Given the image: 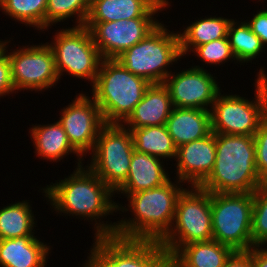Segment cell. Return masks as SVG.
Here are the masks:
<instances>
[{
    "label": "cell",
    "instance_id": "37",
    "mask_svg": "<svg viewBox=\"0 0 267 267\" xmlns=\"http://www.w3.org/2000/svg\"><path fill=\"white\" fill-rule=\"evenodd\" d=\"M157 267H173L171 258L167 256Z\"/></svg>",
    "mask_w": 267,
    "mask_h": 267
},
{
    "label": "cell",
    "instance_id": "17",
    "mask_svg": "<svg viewBox=\"0 0 267 267\" xmlns=\"http://www.w3.org/2000/svg\"><path fill=\"white\" fill-rule=\"evenodd\" d=\"M169 0H91L86 22H111L137 17H155L166 8Z\"/></svg>",
    "mask_w": 267,
    "mask_h": 267
},
{
    "label": "cell",
    "instance_id": "27",
    "mask_svg": "<svg viewBox=\"0 0 267 267\" xmlns=\"http://www.w3.org/2000/svg\"><path fill=\"white\" fill-rule=\"evenodd\" d=\"M240 20L232 19L228 27L227 38L237 62L240 65L245 63L247 65L254 59H258L266 49L244 18Z\"/></svg>",
    "mask_w": 267,
    "mask_h": 267
},
{
    "label": "cell",
    "instance_id": "10",
    "mask_svg": "<svg viewBox=\"0 0 267 267\" xmlns=\"http://www.w3.org/2000/svg\"><path fill=\"white\" fill-rule=\"evenodd\" d=\"M11 43L10 39H2L0 48L9 59L15 91L42 93L52 89V86L55 88L60 80L56 72L54 54L48 43L41 42L38 45L32 42L31 45L22 44L18 45L17 49H10L8 47H11Z\"/></svg>",
    "mask_w": 267,
    "mask_h": 267
},
{
    "label": "cell",
    "instance_id": "14",
    "mask_svg": "<svg viewBox=\"0 0 267 267\" xmlns=\"http://www.w3.org/2000/svg\"><path fill=\"white\" fill-rule=\"evenodd\" d=\"M177 70L163 83L168 88L173 107L210 111L216 96L222 90L220 82H217L218 78L202 65L182 68L179 72Z\"/></svg>",
    "mask_w": 267,
    "mask_h": 267
},
{
    "label": "cell",
    "instance_id": "36",
    "mask_svg": "<svg viewBox=\"0 0 267 267\" xmlns=\"http://www.w3.org/2000/svg\"><path fill=\"white\" fill-rule=\"evenodd\" d=\"M251 258L254 267H267V247H252Z\"/></svg>",
    "mask_w": 267,
    "mask_h": 267
},
{
    "label": "cell",
    "instance_id": "20",
    "mask_svg": "<svg viewBox=\"0 0 267 267\" xmlns=\"http://www.w3.org/2000/svg\"><path fill=\"white\" fill-rule=\"evenodd\" d=\"M38 236L0 240V267H46L50 243Z\"/></svg>",
    "mask_w": 267,
    "mask_h": 267
},
{
    "label": "cell",
    "instance_id": "7",
    "mask_svg": "<svg viewBox=\"0 0 267 267\" xmlns=\"http://www.w3.org/2000/svg\"><path fill=\"white\" fill-rule=\"evenodd\" d=\"M52 40L47 42L51 47L56 72L59 80L63 75L80 78L92 86L97 78L102 61L90 29L84 26H73L57 30Z\"/></svg>",
    "mask_w": 267,
    "mask_h": 267
},
{
    "label": "cell",
    "instance_id": "21",
    "mask_svg": "<svg viewBox=\"0 0 267 267\" xmlns=\"http://www.w3.org/2000/svg\"><path fill=\"white\" fill-rule=\"evenodd\" d=\"M28 130L33 141V151L39 159L47 162H59L69 154L76 156L79 167L84 164L85 159L71 146L67 134L58 121L48 124H32Z\"/></svg>",
    "mask_w": 267,
    "mask_h": 267
},
{
    "label": "cell",
    "instance_id": "30",
    "mask_svg": "<svg viewBox=\"0 0 267 267\" xmlns=\"http://www.w3.org/2000/svg\"><path fill=\"white\" fill-rule=\"evenodd\" d=\"M252 247H267V184L253 192Z\"/></svg>",
    "mask_w": 267,
    "mask_h": 267
},
{
    "label": "cell",
    "instance_id": "28",
    "mask_svg": "<svg viewBox=\"0 0 267 267\" xmlns=\"http://www.w3.org/2000/svg\"><path fill=\"white\" fill-rule=\"evenodd\" d=\"M47 0H0V11L25 27L45 31Z\"/></svg>",
    "mask_w": 267,
    "mask_h": 267
},
{
    "label": "cell",
    "instance_id": "4",
    "mask_svg": "<svg viewBox=\"0 0 267 267\" xmlns=\"http://www.w3.org/2000/svg\"><path fill=\"white\" fill-rule=\"evenodd\" d=\"M150 82L128 71L116 59H102L89 89L107 124H123L142 100Z\"/></svg>",
    "mask_w": 267,
    "mask_h": 267
},
{
    "label": "cell",
    "instance_id": "31",
    "mask_svg": "<svg viewBox=\"0 0 267 267\" xmlns=\"http://www.w3.org/2000/svg\"><path fill=\"white\" fill-rule=\"evenodd\" d=\"M258 71L255 77H257L262 84L267 96L266 70L261 66ZM253 137L255 143L256 169L260 182L262 184H267V113L262 117L259 128Z\"/></svg>",
    "mask_w": 267,
    "mask_h": 267
},
{
    "label": "cell",
    "instance_id": "25",
    "mask_svg": "<svg viewBox=\"0 0 267 267\" xmlns=\"http://www.w3.org/2000/svg\"><path fill=\"white\" fill-rule=\"evenodd\" d=\"M36 215L29 200L7 204L0 209V240L35 236Z\"/></svg>",
    "mask_w": 267,
    "mask_h": 267
},
{
    "label": "cell",
    "instance_id": "23",
    "mask_svg": "<svg viewBox=\"0 0 267 267\" xmlns=\"http://www.w3.org/2000/svg\"><path fill=\"white\" fill-rule=\"evenodd\" d=\"M235 251L216 240L192 242L172 257L173 267H223Z\"/></svg>",
    "mask_w": 267,
    "mask_h": 267
},
{
    "label": "cell",
    "instance_id": "34",
    "mask_svg": "<svg viewBox=\"0 0 267 267\" xmlns=\"http://www.w3.org/2000/svg\"><path fill=\"white\" fill-rule=\"evenodd\" d=\"M252 19H246V23L250 26L252 32L261 40L264 47H267V10H257L256 14L252 15Z\"/></svg>",
    "mask_w": 267,
    "mask_h": 267
},
{
    "label": "cell",
    "instance_id": "15",
    "mask_svg": "<svg viewBox=\"0 0 267 267\" xmlns=\"http://www.w3.org/2000/svg\"><path fill=\"white\" fill-rule=\"evenodd\" d=\"M162 21L156 17H137L111 22H86L102 59H116L139 43Z\"/></svg>",
    "mask_w": 267,
    "mask_h": 267
},
{
    "label": "cell",
    "instance_id": "33",
    "mask_svg": "<svg viewBox=\"0 0 267 267\" xmlns=\"http://www.w3.org/2000/svg\"><path fill=\"white\" fill-rule=\"evenodd\" d=\"M17 94L12 84L11 66L7 54L0 48V98Z\"/></svg>",
    "mask_w": 267,
    "mask_h": 267
},
{
    "label": "cell",
    "instance_id": "32",
    "mask_svg": "<svg viewBox=\"0 0 267 267\" xmlns=\"http://www.w3.org/2000/svg\"><path fill=\"white\" fill-rule=\"evenodd\" d=\"M192 52L194 56H197L198 59L200 58L201 62L207 64V66L210 65V67H213L212 65L223 66V64L231 60V62L234 60L235 64L238 63L227 37L199 45Z\"/></svg>",
    "mask_w": 267,
    "mask_h": 267
},
{
    "label": "cell",
    "instance_id": "5",
    "mask_svg": "<svg viewBox=\"0 0 267 267\" xmlns=\"http://www.w3.org/2000/svg\"><path fill=\"white\" fill-rule=\"evenodd\" d=\"M178 31H170L162 21L139 43L128 48L116 60L128 71L151 84L164 83L170 67L181 61ZM170 70V71H169Z\"/></svg>",
    "mask_w": 267,
    "mask_h": 267
},
{
    "label": "cell",
    "instance_id": "3",
    "mask_svg": "<svg viewBox=\"0 0 267 267\" xmlns=\"http://www.w3.org/2000/svg\"><path fill=\"white\" fill-rule=\"evenodd\" d=\"M216 158L199 186L210 193H253L262 183L256 169L254 137L215 134Z\"/></svg>",
    "mask_w": 267,
    "mask_h": 267
},
{
    "label": "cell",
    "instance_id": "1",
    "mask_svg": "<svg viewBox=\"0 0 267 267\" xmlns=\"http://www.w3.org/2000/svg\"><path fill=\"white\" fill-rule=\"evenodd\" d=\"M63 178L40 189L52 212L93 222L94 238L114 236L117 222L105 221L117 212L114 192L84 164Z\"/></svg>",
    "mask_w": 267,
    "mask_h": 267
},
{
    "label": "cell",
    "instance_id": "9",
    "mask_svg": "<svg viewBox=\"0 0 267 267\" xmlns=\"http://www.w3.org/2000/svg\"><path fill=\"white\" fill-rule=\"evenodd\" d=\"M133 152L134 144L130 130L123 124L106 123L89 156L91 160L85 163L115 192L128 177Z\"/></svg>",
    "mask_w": 267,
    "mask_h": 267
},
{
    "label": "cell",
    "instance_id": "8",
    "mask_svg": "<svg viewBox=\"0 0 267 267\" xmlns=\"http://www.w3.org/2000/svg\"><path fill=\"white\" fill-rule=\"evenodd\" d=\"M213 240L234 251L252 248L253 193H211Z\"/></svg>",
    "mask_w": 267,
    "mask_h": 267
},
{
    "label": "cell",
    "instance_id": "26",
    "mask_svg": "<svg viewBox=\"0 0 267 267\" xmlns=\"http://www.w3.org/2000/svg\"><path fill=\"white\" fill-rule=\"evenodd\" d=\"M134 144V150L166 161H175L177 147L174 145L166 125L148 126L129 129ZM173 159V160H170Z\"/></svg>",
    "mask_w": 267,
    "mask_h": 267
},
{
    "label": "cell",
    "instance_id": "22",
    "mask_svg": "<svg viewBox=\"0 0 267 267\" xmlns=\"http://www.w3.org/2000/svg\"><path fill=\"white\" fill-rule=\"evenodd\" d=\"M165 125L178 148L212 132L211 112L206 109L174 107Z\"/></svg>",
    "mask_w": 267,
    "mask_h": 267
},
{
    "label": "cell",
    "instance_id": "24",
    "mask_svg": "<svg viewBox=\"0 0 267 267\" xmlns=\"http://www.w3.org/2000/svg\"><path fill=\"white\" fill-rule=\"evenodd\" d=\"M216 16H204L205 18L200 17L197 20L195 18L194 22L191 21L186 28H183L184 31L181 29L180 32L178 31L182 58L190 56L189 54H192V51L199 45L227 37L232 19Z\"/></svg>",
    "mask_w": 267,
    "mask_h": 267
},
{
    "label": "cell",
    "instance_id": "2",
    "mask_svg": "<svg viewBox=\"0 0 267 267\" xmlns=\"http://www.w3.org/2000/svg\"><path fill=\"white\" fill-rule=\"evenodd\" d=\"M172 179L161 186L128 195V205L125 202V205L116 203L117 213L119 211V214H124L129 211L131 217L123 218L122 215V218L116 221L114 237L160 241L172 226L177 198L185 189L184 183Z\"/></svg>",
    "mask_w": 267,
    "mask_h": 267
},
{
    "label": "cell",
    "instance_id": "18",
    "mask_svg": "<svg viewBox=\"0 0 267 267\" xmlns=\"http://www.w3.org/2000/svg\"><path fill=\"white\" fill-rule=\"evenodd\" d=\"M164 162L158 157L134 150L128 177L114 194L126 198L130 194L165 184L171 178Z\"/></svg>",
    "mask_w": 267,
    "mask_h": 267
},
{
    "label": "cell",
    "instance_id": "6",
    "mask_svg": "<svg viewBox=\"0 0 267 267\" xmlns=\"http://www.w3.org/2000/svg\"><path fill=\"white\" fill-rule=\"evenodd\" d=\"M186 186L177 198L172 226L159 241L170 258L186 244L213 240L211 193Z\"/></svg>",
    "mask_w": 267,
    "mask_h": 267
},
{
    "label": "cell",
    "instance_id": "19",
    "mask_svg": "<svg viewBox=\"0 0 267 267\" xmlns=\"http://www.w3.org/2000/svg\"><path fill=\"white\" fill-rule=\"evenodd\" d=\"M173 108L168 88L163 83L151 84L123 125L128 129L165 125Z\"/></svg>",
    "mask_w": 267,
    "mask_h": 267
},
{
    "label": "cell",
    "instance_id": "35",
    "mask_svg": "<svg viewBox=\"0 0 267 267\" xmlns=\"http://www.w3.org/2000/svg\"><path fill=\"white\" fill-rule=\"evenodd\" d=\"M223 267H254L251 249L249 251H235Z\"/></svg>",
    "mask_w": 267,
    "mask_h": 267
},
{
    "label": "cell",
    "instance_id": "11",
    "mask_svg": "<svg viewBox=\"0 0 267 267\" xmlns=\"http://www.w3.org/2000/svg\"><path fill=\"white\" fill-rule=\"evenodd\" d=\"M254 98L220 91L210 110L211 130L215 134L254 136L267 113V96L257 78ZM246 98V99H245Z\"/></svg>",
    "mask_w": 267,
    "mask_h": 267
},
{
    "label": "cell",
    "instance_id": "13",
    "mask_svg": "<svg viewBox=\"0 0 267 267\" xmlns=\"http://www.w3.org/2000/svg\"><path fill=\"white\" fill-rule=\"evenodd\" d=\"M86 92L78 93L59 112L61 124L71 146L84 158L94 150L96 139L106 124L98 104ZM61 113V114H60ZM86 154V155H85Z\"/></svg>",
    "mask_w": 267,
    "mask_h": 267
},
{
    "label": "cell",
    "instance_id": "12",
    "mask_svg": "<svg viewBox=\"0 0 267 267\" xmlns=\"http://www.w3.org/2000/svg\"><path fill=\"white\" fill-rule=\"evenodd\" d=\"M92 242L81 267H157L167 257L159 241L106 236Z\"/></svg>",
    "mask_w": 267,
    "mask_h": 267
},
{
    "label": "cell",
    "instance_id": "29",
    "mask_svg": "<svg viewBox=\"0 0 267 267\" xmlns=\"http://www.w3.org/2000/svg\"><path fill=\"white\" fill-rule=\"evenodd\" d=\"M90 2L91 0H47L45 31L58 22L71 18L76 20L72 26H84L90 11Z\"/></svg>",
    "mask_w": 267,
    "mask_h": 267
},
{
    "label": "cell",
    "instance_id": "16",
    "mask_svg": "<svg viewBox=\"0 0 267 267\" xmlns=\"http://www.w3.org/2000/svg\"><path fill=\"white\" fill-rule=\"evenodd\" d=\"M215 133L182 144L177 148L175 178L184 185L199 187L212 173L215 165Z\"/></svg>",
    "mask_w": 267,
    "mask_h": 267
}]
</instances>
